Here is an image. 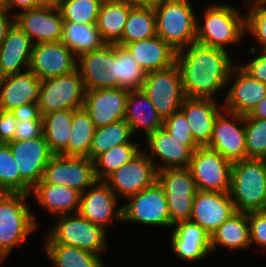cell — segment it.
<instances>
[{"label":"cell","instance_id":"1","mask_svg":"<svg viewBox=\"0 0 266 267\" xmlns=\"http://www.w3.org/2000/svg\"><path fill=\"white\" fill-rule=\"evenodd\" d=\"M229 54L228 50L196 42L177 51L175 65L185 96L213 100L215 94L228 85L229 74L235 65Z\"/></svg>","mask_w":266,"mask_h":267},{"label":"cell","instance_id":"2","mask_svg":"<svg viewBox=\"0 0 266 267\" xmlns=\"http://www.w3.org/2000/svg\"><path fill=\"white\" fill-rule=\"evenodd\" d=\"M237 10L228 4L208 5L203 22L197 18L196 43L223 50L239 43L246 34L245 13L241 15Z\"/></svg>","mask_w":266,"mask_h":267},{"label":"cell","instance_id":"3","mask_svg":"<svg viewBox=\"0 0 266 267\" xmlns=\"http://www.w3.org/2000/svg\"><path fill=\"white\" fill-rule=\"evenodd\" d=\"M229 194L236 211L266 210V160L233 162Z\"/></svg>","mask_w":266,"mask_h":267},{"label":"cell","instance_id":"4","mask_svg":"<svg viewBox=\"0 0 266 267\" xmlns=\"http://www.w3.org/2000/svg\"><path fill=\"white\" fill-rule=\"evenodd\" d=\"M24 193L0 192V263L37 227Z\"/></svg>","mask_w":266,"mask_h":267},{"label":"cell","instance_id":"5","mask_svg":"<svg viewBox=\"0 0 266 267\" xmlns=\"http://www.w3.org/2000/svg\"><path fill=\"white\" fill-rule=\"evenodd\" d=\"M153 8L157 35L176 52L196 42L197 14L189 0H166Z\"/></svg>","mask_w":266,"mask_h":267},{"label":"cell","instance_id":"6","mask_svg":"<svg viewBox=\"0 0 266 267\" xmlns=\"http://www.w3.org/2000/svg\"><path fill=\"white\" fill-rule=\"evenodd\" d=\"M57 223L44 234V244L74 246L94 254L105 252L107 230L91 223L79 213L60 215Z\"/></svg>","mask_w":266,"mask_h":267},{"label":"cell","instance_id":"7","mask_svg":"<svg viewBox=\"0 0 266 267\" xmlns=\"http://www.w3.org/2000/svg\"><path fill=\"white\" fill-rule=\"evenodd\" d=\"M157 181L163 187L166 195L171 228L179 222L190 221L197 188L189 168L159 170Z\"/></svg>","mask_w":266,"mask_h":267},{"label":"cell","instance_id":"8","mask_svg":"<svg viewBox=\"0 0 266 267\" xmlns=\"http://www.w3.org/2000/svg\"><path fill=\"white\" fill-rule=\"evenodd\" d=\"M85 88L79 70L41 80L38 106L42 116L58 110L83 107Z\"/></svg>","mask_w":266,"mask_h":267},{"label":"cell","instance_id":"9","mask_svg":"<svg viewBox=\"0 0 266 267\" xmlns=\"http://www.w3.org/2000/svg\"><path fill=\"white\" fill-rule=\"evenodd\" d=\"M189 170L197 190L229 193L232 162L206 146L194 150Z\"/></svg>","mask_w":266,"mask_h":267},{"label":"cell","instance_id":"10","mask_svg":"<svg viewBox=\"0 0 266 267\" xmlns=\"http://www.w3.org/2000/svg\"><path fill=\"white\" fill-rule=\"evenodd\" d=\"M141 89L163 119L180 110L186 98L180 73L175 64L165 69L146 73Z\"/></svg>","mask_w":266,"mask_h":267},{"label":"cell","instance_id":"11","mask_svg":"<svg viewBox=\"0 0 266 267\" xmlns=\"http://www.w3.org/2000/svg\"><path fill=\"white\" fill-rule=\"evenodd\" d=\"M126 200L128 203L122 206L123 222L171 227L166 195L158 181Z\"/></svg>","mask_w":266,"mask_h":267},{"label":"cell","instance_id":"12","mask_svg":"<svg viewBox=\"0 0 266 267\" xmlns=\"http://www.w3.org/2000/svg\"><path fill=\"white\" fill-rule=\"evenodd\" d=\"M97 181L94 161L90 158L53 155L39 183L68 186L82 194Z\"/></svg>","mask_w":266,"mask_h":267},{"label":"cell","instance_id":"13","mask_svg":"<svg viewBox=\"0 0 266 267\" xmlns=\"http://www.w3.org/2000/svg\"><path fill=\"white\" fill-rule=\"evenodd\" d=\"M85 90L117 88V44H104L77 57Z\"/></svg>","mask_w":266,"mask_h":267},{"label":"cell","instance_id":"14","mask_svg":"<svg viewBox=\"0 0 266 267\" xmlns=\"http://www.w3.org/2000/svg\"><path fill=\"white\" fill-rule=\"evenodd\" d=\"M244 124L245 115L223 110L215 120L212 136L206 147L217 151L232 163L247 159Z\"/></svg>","mask_w":266,"mask_h":267},{"label":"cell","instance_id":"15","mask_svg":"<svg viewBox=\"0 0 266 267\" xmlns=\"http://www.w3.org/2000/svg\"><path fill=\"white\" fill-rule=\"evenodd\" d=\"M157 169L142 150L131 161L122 165L104 182L121 198H127L157 181Z\"/></svg>","mask_w":266,"mask_h":267},{"label":"cell","instance_id":"16","mask_svg":"<svg viewBox=\"0 0 266 267\" xmlns=\"http://www.w3.org/2000/svg\"><path fill=\"white\" fill-rule=\"evenodd\" d=\"M13 15L15 23L34 44L62 40L63 19L56 4H44L36 9L15 12Z\"/></svg>","mask_w":266,"mask_h":267},{"label":"cell","instance_id":"17","mask_svg":"<svg viewBox=\"0 0 266 267\" xmlns=\"http://www.w3.org/2000/svg\"><path fill=\"white\" fill-rule=\"evenodd\" d=\"M146 140L150 151L146 150L145 154L152 160L157 171L189 167L193 152L199 147L194 140H177L164 127L149 134ZM155 156L163 162L162 165H156L153 160Z\"/></svg>","mask_w":266,"mask_h":267},{"label":"cell","instance_id":"18","mask_svg":"<svg viewBox=\"0 0 266 267\" xmlns=\"http://www.w3.org/2000/svg\"><path fill=\"white\" fill-rule=\"evenodd\" d=\"M77 69V56L62 41L33 45L29 70L40 80L69 74Z\"/></svg>","mask_w":266,"mask_h":267},{"label":"cell","instance_id":"19","mask_svg":"<svg viewBox=\"0 0 266 267\" xmlns=\"http://www.w3.org/2000/svg\"><path fill=\"white\" fill-rule=\"evenodd\" d=\"M7 144L17 163L21 178L33 188L42 180L45 168L54 155L44 135L35 139L13 140Z\"/></svg>","mask_w":266,"mask_h":267},{"label":"cell","instance_id":"20","mask_svg":"<svg viewBox=\"0 0 266 267\" xmlns=\"http://www.w3.org/2000/svg\"><path fill=\"white\" fill-rule=\"evenodd\" d=\"M119 197L104 181H97L81 194L79 214L105 230L115 221H123L122 206L117 207Z\"/></svg>","mask_w":266,"mask_h":267},{"label":"cell","instance_id":"21","mask_svg":"<svg viewBox=\"0 0 266 267\" xmlns=\"http://www.w3.org/2000/svg\"><path fill=\"white\" fill-rule=\"evenodd\" d=\"M236 212L229 193L197 190L193 199L190 221L198 224L211 236Z\"/></svg>","mask_w":266,"mask_h":267},{"label":"cell","instance_id":"22","mask_svg":"<svg viewBox=\"0 0 266 267\" xmlns=\"http://www.w3.org/2000/svg\"><path fill=\"white\" fill-rule=\"evenodd\" d=\"M128 93L129 90L118 87L85 90L83 107L96 128L125 118Z\"/></svg>","mask_w":266,"mask_h":267},{"label":"cell","instance_id":"23","mask_svg":"<svg viewBox=\"0 0 266 267\" xmlns=\"http://www.w3.org/2000/svg\"><path fill=\"white\" fill-rule=\"evenodd\" d=\"M231 78H234L233 84L221 107L231 113L247 115L266 96V84L252 78L238 65L233 66L227 83Z\"/></svg>","mask_w":266,"mask_h":267},{"label":"cell","instance_id":"24","mask_svg":"<svg viewBox=\"0 0 266 267\" xmlns=\"http://www.w3.org/2000/svg\"><path fill=\"white\" fill-rule=\"evenodd\" d=\"M33 45L28 35L14 23L0 46V70L4 77L29 70Z\"/></svg>","mask_w":266,"mask_h":267},{"label":"cell","instance_id":"25","mask_svg":"<svg viewBox=\"0 0 266 267\" xmlns=\"http://www.w3.org/2000/svg\"><path fill=\"white\" fill-rule=\"evenodd\" d=\"M180 110L184 113L193 140L199 147L209 144L217 116L223 111L215 99L185 98Z\"/></svg>","mask_w":266,"mask_h":267},{"label":"cell","instance_id":"26","mask_svg":"<svg viewBox=\"0 0 266 267\" xmlns=\"http://www.w3.org/2000/svg\"><path fill=\"white\" fill-rule=\"evenodd\" d=\"M41 80L30 70L8 75L0 85V110L38 103Z\"/></svg>","mask_w":266,"mask_h":267},{"label":"cell","instance_id":"27","mask_svg":"<svg viewBox=\"0 0 266 267\" xmlns=\"http://www.w3.org/2000/svg\"><path fill=\"white\" fill-rule=\"evenodd\" d=\"M124 47L146 73L175 64L177 52L158 35L127 43Z\"/></svg>","mask_w":266,"mask_h":267},{"label":"cell","instance_id":"28","mask_svg":"<svg viewBox=\"0 0 266 267\" xmlns=\"http://www.w3.org/2000/svg\"><path fill=\"white\" fill-rule=\"evenodd\" d=\"M29 195H33L39 205L54 216L79 212L81 193L68 186L38 183Z\"/></svg>","mask_w":266,"mask_h":267},{"label":"cell","instance_id":"29","mask_svg":"<svg viewBox=\"0 0 266 267\" xmlns=\"http://www.w3.org/2000/svg\"><path fill=\"white\" fill-rule=\"evenodd\" d=\"M130 125L132 134L142 128L144 135L164 126V119L155 110L149 97L142 89L130 90L126 100V114L124 118Z\"/></svg>","mask_w":266,"mask_h":267},{"label":"cell","instance_id":"30","mask_svg":"<svg viewBox=\"0 0 266 267\" xmlns=\"http://www.w3.org/2000/svg\"><path fill=\"white\" fill-rule=\"evenodd\" d=\"M131 0H104L100 7L96 27L105 44H118L130 9Z\"/></svg>","mask_w":266,"mask_h":267},{"label":"cell","instance_id":"31","mask_svg":"<svg viewBox=\"0 0 266 267\" xmlns=\"http://www.w3.org/2000/svg\"><path fill=\"white\" fill-rule=\"evenodd\" d=\"M211 252L218 246L228 249H246L251 246L248 212L237 211L223 222L210 236Z\"/></svg>","mask_w":266,"mask_h":267},{"label":"cell","instance_id":"32","mask_svg":"<svg viewBox=\"0 0 266 267\" xmlns=\"http://www.w3.org/2000/svg\"><path fill=\"white\" fill-rule=\"evenodd\" d=\"M68 146L59 154L89 158L95 125L84 107L73 110V119Z\"/></svg>","mask_w":266,"mask_h":267},{"label":"cell","instance_id":"33","mask_svg":"<svg viewBox=\"0 0 266 267\" xmlns=\"http://www.w3.org/2000/svg\"><path fill=\"white\" fill-rule=\"evenodd\" d=\"M72 119L73 110H58L43 115V135L54 155H59L68 146Z\"/></svg>","mask_w":266,"mask_h":267},{"label":"cell","instance_id":"34","mask_svg":"<svg viewBox=\"0 0 266 267\" xmlns=\"http://www.w3.org/2000/svg\"><path fill=\"white\" fill-rule=\"evenodd\" d=\"M157 35L153 7L134 5L130 11L118 45L144 40Z\"/></svg>","mask_w":266,"mask_h":267},{"label":"cell","instance_id":"35","mask_svg":"<svg viewBox=\"0 0 266 267\" xmlns=\"http://www.w3.org/2000/svg\"><path fill=\"white\" fill-rule=\"evenodd\" d=\"M78 57L81 54L98 49L103 42L96 25L63 22L62 40Z\"/></svg>","mask_w":266,"mask_h":267},{"label":"cell","instance_id":"36","mask_svg":"<svg viewBox=\"0 0 266 267\" xmlns=\"http://www.w3.org/2000/svg\"><path fill=\"white\" fill-rule=\"evenodd\" d=\"M130 125L125 119L113 122L103 127L95 128L89 151V158L94 161L98 156L117 145L136 143Z\"/></svg>","mask_w":266,"mask_h":267},{"label":"cell","instance_id":"37","mask_svg":"<svg viewBox=\"0 0 266 267\" xmlns=\"http://www.w3.org/2000/svg\"><path fill=\"white\" fill-rule=\"evenodd\" d=\"M45 254L54 267H105L98 254L61 244H44Z\"/></svg>","mask_w":266,"mask_h":267},{"label":"cell","instance_id":"38","mask_svg":"<svg viewBox=\"0 0 266 267\" xmlns=\"http://www.w3.org/2000/svg\"><path fill=\"white\" fill-rule=\"evenodd\" d=\"M142 148L138 143H127L110 148L94 160L95 175L98 181H105L122 165L131 161Z\"/></svg>","mask_w":266,"mask_h":267},{"label":"cell","instance_id":"39","mask_svg":"<svg viewBox=\"0 0 266 267\" xmlns=\"http://www.w3.org/2000/svg\"><path fill=\"white\" fill-rule=\"evenodd\" d=\"M31 190L32 188L21 178L9 145L0 143V192L29 195Z\"/></svg>","mask_w":266,"mask_h":267},{"label":"cell","instance_id":"40","mask_svg":"<svg viewBox=\"0 0 266 267\" xmlns=\"http://www.w3.org/2000/svg\"><path fill=\"white\" fill-rule=\"evenodd\" d=\"M104 0H58L56 3L63 22L96 25Z\"/></svg>","mask_w":266,"mask_h":267},{"label":"cell","instance_id":"41","mask_svg":"<svg viewBox=\"0 0 266 267\" xmlns=\"http://www.w3.org/2000/svg\"><path fill=\"white\" fill-rule=\"evenodd\" d=\"M146 72L138 65L129 51L117 44V87L126 90L141 89Z\"/></svg>","mask_w":266,"mask_h":267},{"label":"cell","instance_id":"42","mask_svg":"<svg viewBox=\"0 0 266 267\" xmlns=\"http://www.w3.org/2000/svg\"><path fill=\"white\" fill-rule=\"evenodd\" d=\"M245 137L247 159L266 160V119L245 115Z\"/></svg>","mask_w":266,"mask_h":267},{"label":"cell","instance_id":"43","mask_svg":"<svg viewBox=\"0 0 266 267\" xmlns=\"http://www.w3.org/2000/svg\"><path fill=\"white\" fill-rule=\"evenodd\" d=\"M253 1V2H252ZM246 4L249 10L245 14V31L250 33L262 50H266V0H251Z\"/></svg>","mask_w":266,"mask_h":267},{"label":"cell","instance_id":"44","mask_svg":"<svg viewBox=\"0 0 266 267\" xmlns=\"http://www.w3.org/2000/svg\"><path fill=\"white\" fill-rule=\"evenodd\" d=\"M170 242L210 243V235L192 221L175 224Z\"/></svg>","mask_w":266,"mask_h":267},{"label":"cell","instance_id":"45","mask_svg":"<svg viewBox=\"0 0 266 267\" xmlns=\"http://www.w3.org/2000/svg\"><path fill=\"white\" fill-rule=\"evenodd\" d=\"M174 254L187 262L204 259L211 253L210 243L170 242Z\"/></svg>","mask_w":266,"mask_h":267},{"label":"cell","instance_id":"46","mask_svg":"<svg viewBox=\"0 0 266 267\" xmlns=\"http://www.w3.org/2000/svg\"><path fill=\"white\" fill-rule=\"evenodd\" d=\"M250 244L266 249V210L248 212Z\"/></svg>","mask_w":266,"mask_h":267},{"label":"cell","instance_id":"47","mask_svg":"<svg viewBox=\"0 0 266 267\" xmlns=\"http://www.w3.org/2000/svg\"><path fill=\"white\" fill-rule=\"evenodd\" d=\"M164 128L177 140H193L190 125L181 110L164 119Z\"/></svg>","mask_w":266,"mask_h":267},{"label":"cell","instance_id":"48","mask_svg":"<svg viewBox=\"0 0 266 267\" xmlns=\"http://www.w3.org/2000/svg\"><path fill=\"white\" fill-rule=\"evenodd\" d=\"M43 136V119L19 120L14 140H28Z\"/></svg>","mask_w":266,"mask_h":267},{"label":"cell","instance_id":"49","mask_svg":"<svg viewBox=\"0 0 266 267\" xmlns=\"http://www.w3.org/2000/svg\"><path fill=\"white\" fill-rule=\"evenodd\" d=\"M18 119L12 110H0V143H9L14 140Z\"/></svg>","mask_w":266,"mask_h":267},{"label":"cell","instance_id":"50","mask_svg":"<svg viewBox=\"0 0 266 267\" xmlns=\"http://www.w3.org/2000/svg\"><path fill=\"white\" fill-rule=\"evenodd\" d=\"M251 61L240 67L252 78L266 84V50H261Z\"/></svg>","mask_w":266,"mask_h":267},{"label":"cell","instance_id":"51","mask_svg":"<svg viewBox=\"0 0 266 267\" xmlns=\"http://www.w3.org/2000/svg\"><path fill=\"white\" fill-rule=\"evenodd\" d=\"M19 120L43 119L38 103L24 104L12 110Z\"/></svg>","mask_w":266,"mask_h":267},{"label":"cell","instance_id":"52","mask_svg":"<svg viewBox=\"0 0 266 267\" xmlns=\"http://www.w3.org/2000/svg\"><path fill=\"white\" fill-rule=\"evenodd\" d=\"M44 4L42 0H4V9L9 12L10 9L15 7V9L18 8L20 11H24L39 8Z\"/></svg>","mask_w":266,"mask_h":267},{"label":"cell","instance_id":"53","mask_svg":"<svg viewBox=\"0 0 266 267\" xmlns=\"http://www.w3.org/2000/svg\"><path fill=\"white\" fill-rule=\"evenodd\" d=\"M9 14L10 12H8L7 10L0 9V46L4 41V39L6 38L8 30L15 23V16L12 14L11 15L12 19H11Z\"/></svg>","mask_w":266,"mask_h":267},{"label":"cell","instance_id":"54","mask_svg":"<svg viewBox=\"0 0 266 267\" xmlns=\"http://www.w3.org/2000/svg\"><path fill=\"white\" fill-rule=\"evenodd\" d=\"M250 118L266 119V96L247 114Z\"/></svg>","mask_w":266,"mask_h":267},{"label":"cell","instance_id":"55","mask_svg":"<svg viewBox=\"0 0 266 267\" xmlns=\"http://www.w3.org/2000/svg\"><path fill=\"white\" fill-rule=\"evenodd\" d=\"M135 5L154 7L163 3L166 0H131Z\"/></svg>","mask_w":266,"mask_h":267},{"label":"cell","instance_id":"56","mask_svg":"<svg viewBox=\"0 0 266 267\" xmlns=\"http://www.w3.org/2000/svg\"><path fill=\"white\" fill-rule=\"evenodd\" d=\"M45 4H56L58 0H42Z\"/></svg>","mask_w":266,"mask_h":267},{"label":"cell","instance_id":"57","mask_svg":"<svg viewBox=\"0 0 266 267\" xmlns=\"http://www.w3.org/2000/svg\"><path fill=\"white\" fill-rule=\"evenodd\" d=\"M0 9H4V0H0Z\"/></svg>","mask_w":266,"mask_h":267},{"label":"cell","instance_id":"58","mask_svg":"<svg viewBox=\"0 0 266 267\" xmlns=\"http://www.w3.org/2000/svg\"><path fill=\"white\" fill-rule=\"evenodd\" d=\"M3 78L4 76L2 75L1 70H0V85H1V82L3 81Z\"/></svg>","mask_w":266,"mask_h":267}]
</instances>
